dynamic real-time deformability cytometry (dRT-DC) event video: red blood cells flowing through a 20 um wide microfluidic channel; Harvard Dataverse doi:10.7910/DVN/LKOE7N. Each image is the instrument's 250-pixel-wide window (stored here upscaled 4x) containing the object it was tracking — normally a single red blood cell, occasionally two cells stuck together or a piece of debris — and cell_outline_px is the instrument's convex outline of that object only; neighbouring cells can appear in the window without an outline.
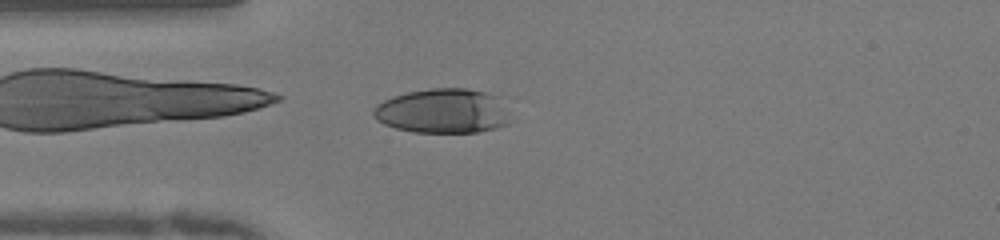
{"species": "human", "species_latin": "Homo sapiens", "temperature_condition": "warm", "stored_images_in_passage": 49, "camera_frame_rate_fps": 3000, "um_per_image_px": 0.085, "donor": {"sex": "female"}, "frame": {"image": 1, "passage_image": 12, "time_ms": 3.667, "image_size_px": [1000, 240], "cell_outline_px": [[508, 124], [496, 128], [476, 132], [412, 132], [396, 128], [384, 124], [376, 120], [372, 116], [372, 108], [376, 104], [392, 96], [408, 92], [432, 88], [464, 88], [484, 92], [500, 96], [508, 120]], "centroid_in_image_um": [37.59, 9.43], "position_along_channel_um": 47.4, "area_um2": 35.6}}
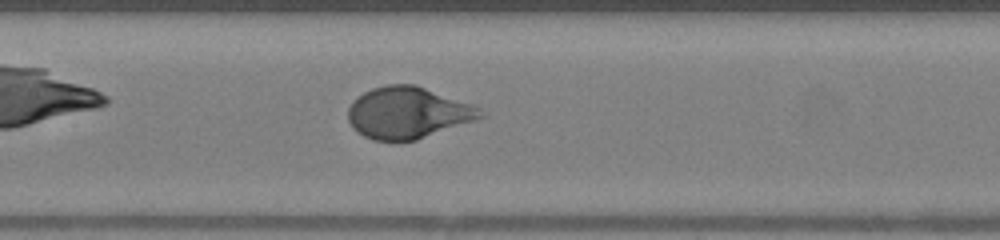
{"frame": {"image": 2, "passage_image": 22, "time_ms": 7.0, "image_size_px": [1000, 240], "cell_outline_px": [[484, 116], [476, 120], [416, 140], [372, 140], [364, 136], [352, 128], [348, 120], [348, 108], [352, 100], [364, 92], [372, 88], [388, 84], [416, 84], [472, 104], [480, 108]], "centroid_in_image_um": [34.65, 9.57], "position_along_channel_um": 172.8, "area_um2": 39.82}}
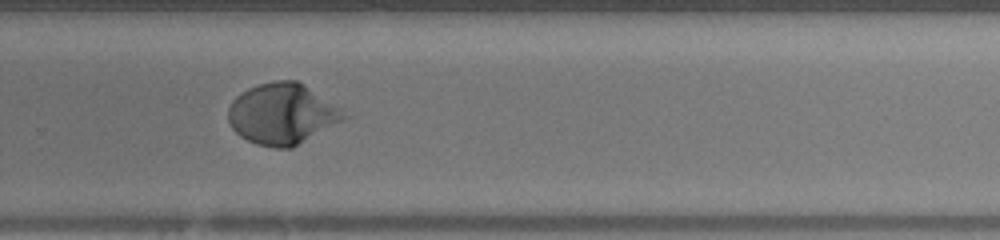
{"frame": {"image": 3, "passage_image": 32, "time_ms": 10.333, "image_size_px": [1000, 240], "cell_outline_px": [[352, 116], [292, 148], [276, 148], [256, 144], [240, 136], [232, 128], [228, 120], [228, 108], [232, 100], [240, 92], [256, 84], [272, 80], [296, 80], [304, 84]], "centroid_in_image_um": [23.99, 9.67], "position_along_channel_um": 305.8, "area_um2": 41.33}, "authors_computed_cell_mechanics": {"area_um2": 39.7086, "velocity_mm_per_s": 4.0115, "shape_relaxation_time_tau1_ms": 3.0626, "shape_relaxation_time_tau2_ms": null, "deformation_change_tau1": 0.2222, "deformation_change_tau2": null}}